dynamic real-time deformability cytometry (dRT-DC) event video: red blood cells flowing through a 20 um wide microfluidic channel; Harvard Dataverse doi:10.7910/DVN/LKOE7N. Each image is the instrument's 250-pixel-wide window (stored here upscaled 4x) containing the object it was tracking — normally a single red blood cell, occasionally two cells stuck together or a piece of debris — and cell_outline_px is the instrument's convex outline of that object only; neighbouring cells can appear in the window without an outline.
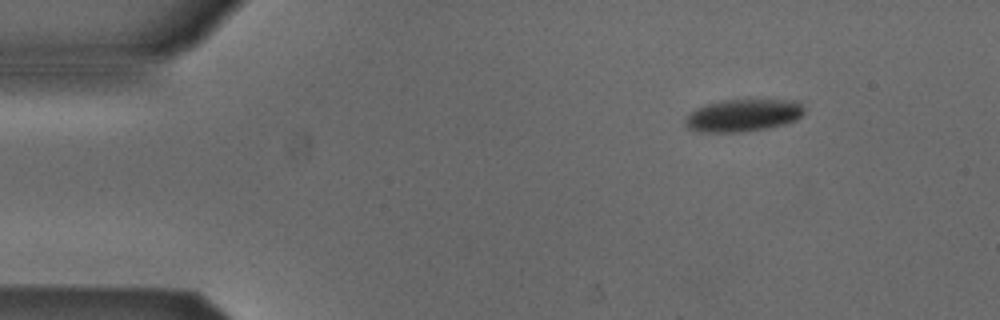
{"species": "Egyptian fruit bat (a non-hibernating species)", "species_latin": "Rousettus aegyptiacus", "temperature_condition": "cold", "stored_images_in_passage": 47, "camera_frame_rate_fps": 3000, "um_per_image_px": 0.085, "animal": {"sex": "male"}, "frame": {"image": 1, "passage_image": 1, "time_ms": 0.0, "image_size_px": [1000, 320], "cell_outline_px": [[804, 112], [796, 120], [784, 124], [764, 128], [740, 132], [700, 132], [688, 128], [684, 124], [684, 120], [696, 108], [704, 104], [724, 100], [748, 96], [800, 100], [804, 108]], "centroid_in_image_um": [63.22, 9.73], "position_along_channel_um": 21.8, "area_um2": 23.52}}
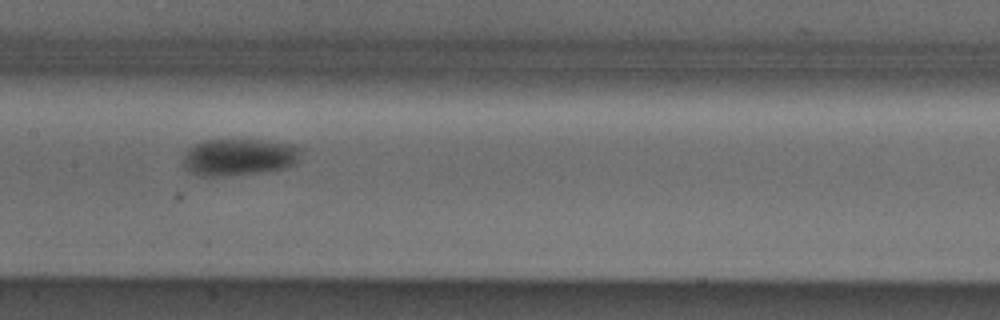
{"frame": {"image": 2, "passage_image": 20, "time_ms": 6.333, "image_size_px": [1000, 320], "cell_outline_px": [[304, 148], [296, 164], [284, 168], [264, 172], [220, 176], [200, 176], [184, 168], [184, 156], [188, 148], [204, 140], [264, 140], [296, 144]], "centroid_in_image_um": [20.39, 13.34], "position_along_channel_um": 187.0, "area_um2": 25.61}}
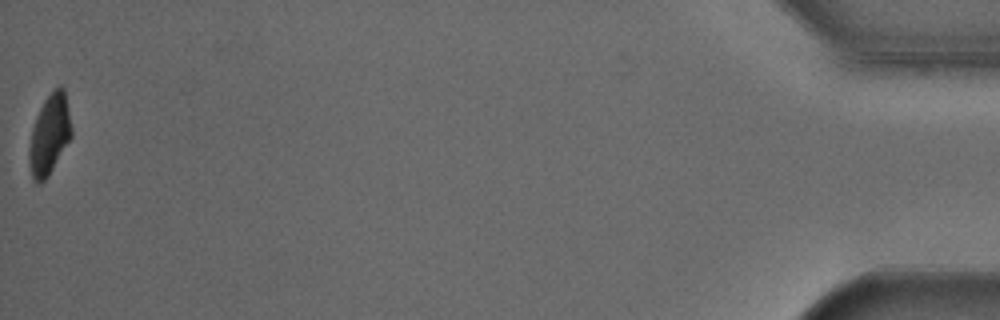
{"frame": {"image": 3, "passage_image": 47, "time_ms": 15.333, "image_size_px": [1000, 320], "cell_outline_px": [[72, 136], [48, 176], [40, 184], [32, 176], [28, 156], [28, 148], [32, 128], [36, 116], [44, 100], [60, 84], [64, 88], [72, 128]], "centroid_in_image_um": [4.21, 11.43], "position_along_channel_um": 431.0, "area_um2": 19.54}, "authors_computed_cell_mechanics": {"area_um2": 23.8714, "velocity_mm_per_s": 3.8567, "shape_relaxation_time_tau1_ms": 2.9768, "shape_relaxation_time_tau2_ms": null, "deformation_change_tau1": 0.1023, "deformation_change_tau2": null}}